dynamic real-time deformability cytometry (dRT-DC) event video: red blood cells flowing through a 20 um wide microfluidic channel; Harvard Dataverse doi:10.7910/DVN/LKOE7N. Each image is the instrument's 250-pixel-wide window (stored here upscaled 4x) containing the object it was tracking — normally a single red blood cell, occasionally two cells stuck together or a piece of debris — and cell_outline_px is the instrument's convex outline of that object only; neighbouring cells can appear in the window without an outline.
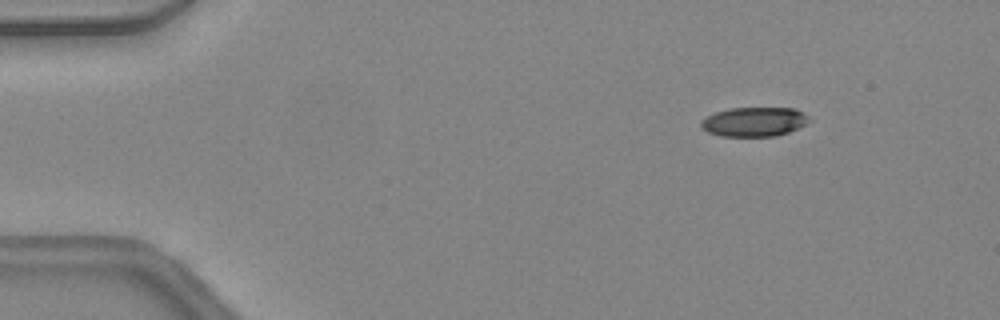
{"species": "common noctule bat (a hibernating species)", "species_latin": "Nyctalus noctula", "temperature_condition": "warm", "stored_images_in_passage": 16, "camera_frame_rate_fps": 3000, "um_per_image_px": 0.085, "animal": {"sex": "female", "body_mass_g": 24.6, "forearm_length_mm": 56.2}, "frame": {"image": 1, "passage_image": 7, "time_ms": 2.0, "image_size_px": [1000, 320], "cell_outline_px": [[812, 120], [788, 132], [776, 136], [720, 136], [708, 132], [700, 128], [700, 120], [716, 112], [732, 108], [796, 108], [804, 112]], "centroid_in_image_um": [64.1, 10.35], "position_along_channel_um": 20.9, "area_um2": 18.5}}